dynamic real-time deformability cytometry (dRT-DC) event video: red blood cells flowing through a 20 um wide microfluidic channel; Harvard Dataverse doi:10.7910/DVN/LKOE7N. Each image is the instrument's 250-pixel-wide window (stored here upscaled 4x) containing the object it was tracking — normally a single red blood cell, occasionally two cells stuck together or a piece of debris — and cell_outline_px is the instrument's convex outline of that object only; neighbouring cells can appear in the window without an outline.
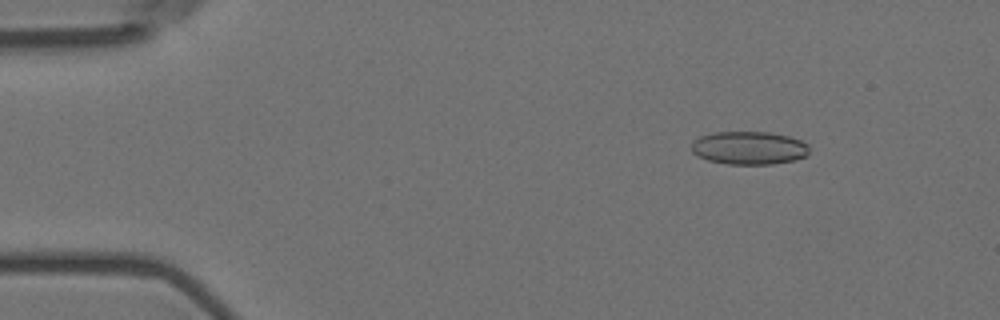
{"species": "Egyptian fruit bat (a non-hibernating species)", "species_latin": "Rousettus aegyptiacus", "temperature_condition": "room temperature", "stored_images_in_passage": 11, "camera_frame_rate_fps": 3000, "um_per_image_px": 0.085, "animal": {"sex": "female"}, "frame": {"image": 1, "passage_image": 2, "time_ms": 0.333, "image_size_px": [1000, 320], "cell_outline_px": [[808, 156], [796, 160], [772, 164], [728, 164], [708, 160], [696, 156], [692, 152], [692, 140], [700, 136], [716, 132], [768, 132], [788, 136], [800, 140], [808, 144]], "centroid_in_image_um": [63.66, 12.58], "position_along_channel_um": 21.3, "area_um2": 22.89}}
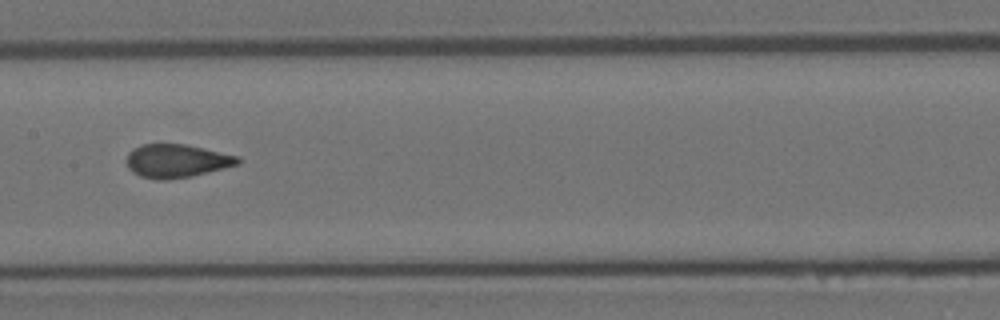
{"frame": {"image": 2, "passage_image": 8, "time_ms": 2.333, "image_size_px": [1000, 320], "cell_outline_px": [[240, 164], [192, 176], [164, 180], [160, 180], [140, 176], [132, 172], [128, 168], [128, 152], [132, 148], [144, 144], [188, 144], [240, 156]], "centroid_in_image_um": [15.04, 13.67], "position_along_channel_um": 192.4, "area_um2": 21.73}}
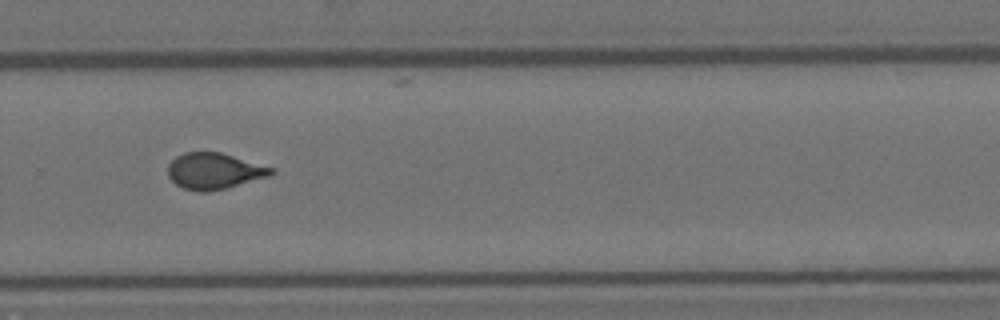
{"frame": {"image": 3, "passage_image": 11, "time_ms": 3.333, "image_size_px": [1000, 320], "cell_outline_px": [[276, 172], [268, 176], [228, 188], [208, 192], [200, 192], [184, 188], [176, 184], [168, 176], [168, 164], [176, 156], [184, 152], [220, 152], [276, 168]], "centroid_in_image_um": [18.22, 14.54], "position_along_channel_um": 311.6, "area_um2": 21.91}}